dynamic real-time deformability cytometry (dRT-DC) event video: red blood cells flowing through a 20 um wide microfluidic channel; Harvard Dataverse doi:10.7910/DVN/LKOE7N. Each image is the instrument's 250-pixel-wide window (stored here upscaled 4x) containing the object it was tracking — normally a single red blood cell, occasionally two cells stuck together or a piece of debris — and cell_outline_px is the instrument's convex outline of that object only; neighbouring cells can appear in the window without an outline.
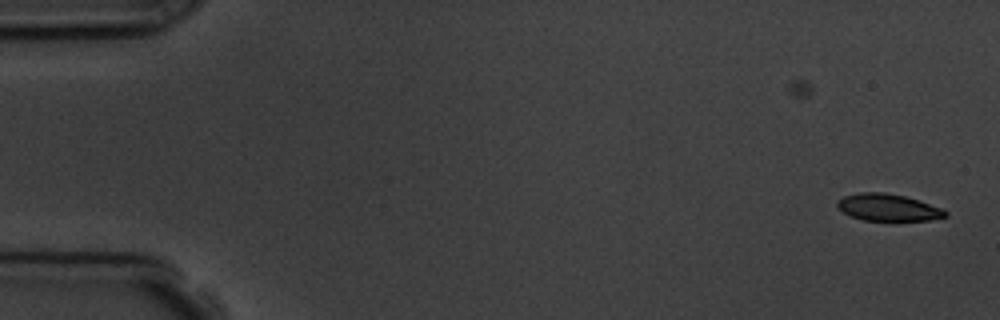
{"species": "common noctule bat (a hibernating species)", "species_latin": "Nyctalus noctula", "temperature_condition": "room temperature", "stored_images_in_passage": 7, "segment_of_instrument_passage": [1, 2], "camera_frame_rate_fps": 3000, "um_per_image_px": 0.085, "animal": {"sex": "male", "body_mass_g": 19.5, "forearm_length_mm": 54.6}, "frame": {"image": 1, "passage_image": 2, "time_ms": 1.333, "image_size_px": [1000, 320], "cell_outline_px": [[948, 216], [928, 220], [864, 220], [852, 216], [844, 212], [836, 204], [836, 200], [844, 196], [860, 192], [884, 192], [904, 196], [940, 208], [948, 212]], "centroid_in_image_um": [75.46, 17.62], "position_along_channel_um": 9.5, "area_um2": 16.65}}
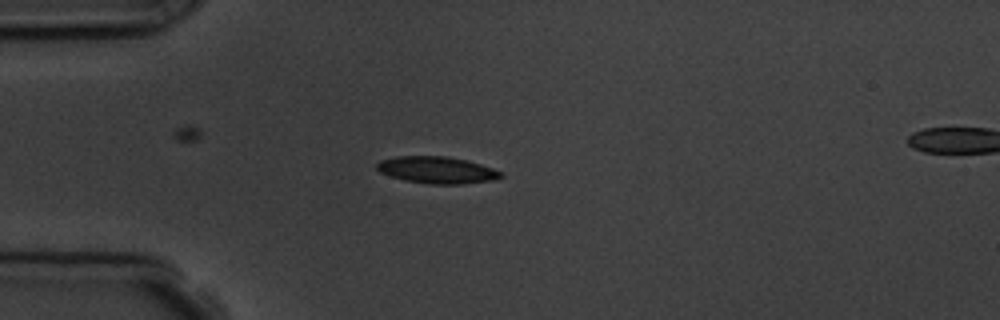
{"frame": {"image": 2, "passage_image": 6, "time_ms": 5.667, "image_size_px": [1000, 320], "cell_outline_px": [[504, 176], [492, 180], [460, 184], [428, 184], [404, 180], [380, 172], [376, 168], [376, 164], [380, 160], [396, 156], [448, 156], [480, 164], [504, 172]], "centroid_in_image_um": [37.14, 14.45], "position_along_channel_um": 47.9, "area_um2": 19.36}}